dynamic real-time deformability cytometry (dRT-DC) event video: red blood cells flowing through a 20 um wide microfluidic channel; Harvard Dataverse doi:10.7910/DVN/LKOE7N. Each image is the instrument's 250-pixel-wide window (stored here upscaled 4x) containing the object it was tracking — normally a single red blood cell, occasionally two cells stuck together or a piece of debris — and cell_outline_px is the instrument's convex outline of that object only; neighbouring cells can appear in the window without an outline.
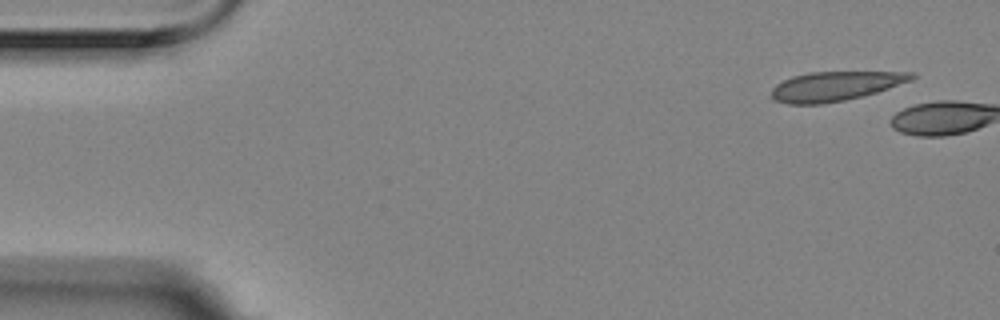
{"species": "Egyptian fruit bat (a non-hibernating species)", "species_latin": "Rousettus aegyptiacus", "temperature_condition": "room temperature", "stored_images_in_passage": 9, "camera_frame_rate_fps": 3000, "um_per_image_px": 0.085, "animal": {"sex": "female"}, "frame": {"image": 1, "passage_image": 1, "time_ms": 0.0, "image_size_px": [1000, 320], "cell_outline_px": [[916, 76], [912, 80], [876, 92], [844, 100], [820, 104], [788, 104], [772, 100], [772, 88], [776, 84], [792, 76], [808, 72], [916, 72]], "centroid_in_image_um": [70.97, 7.32], "position_along_channel_um": 14.0, "area_um2": 23.87}}
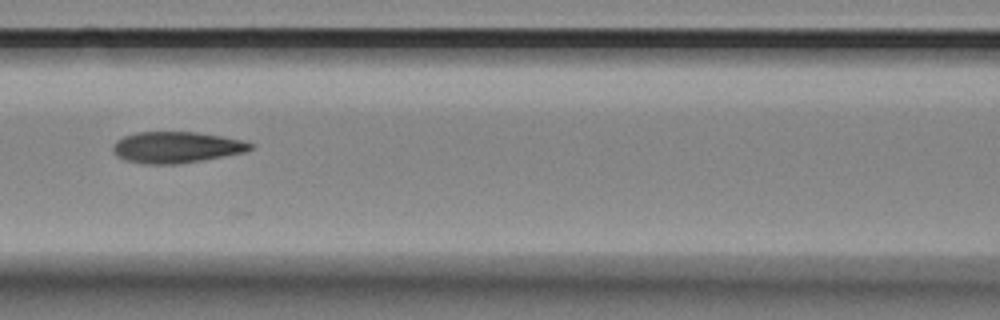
{"frame": {"image": 2, "passage_image": 7, "time_ms": 2.0, "image_size_px": [1000, 320], "cell_outline_px": [[252, 148], [244, 152], [180, 164], [144, 164], [124, 160], [116, 156], [112, 152], [112, 144], [116, 140], [124, 136], [136, 132], [196, 132], [244, 140], [252, 144]], "centroid_in_image_um": [14.92, 12.52], "position_along_channel_um": 151.7, "area_um2": 25.09}}
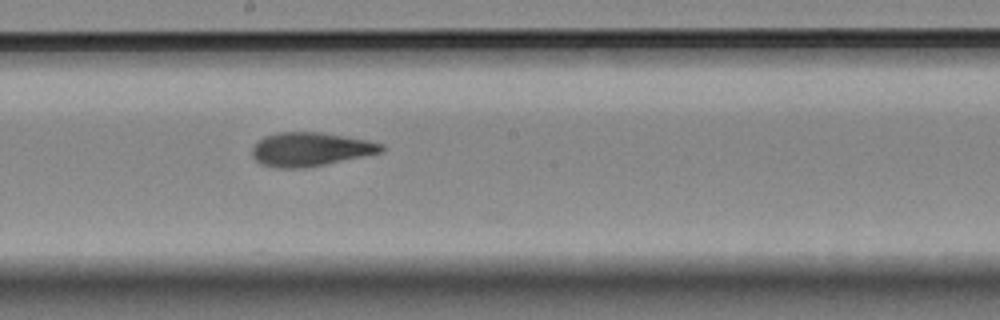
{"frame": {"image": 3, "passage_image": 9, "time_ms": 2.667, "image_size_px": [1000, 320], "cell_outline_px": [[384, 152], [304, 168], [272, 168], [260, 164], [252, 156], [252, 148], [264, 136], [276, 132], [320, 132], [368, 140], [384, 144]], "centroid_in_image_um": [26.37, 12.69], "position_along_channel_um": 221.8, "area_um2": 25.49}}